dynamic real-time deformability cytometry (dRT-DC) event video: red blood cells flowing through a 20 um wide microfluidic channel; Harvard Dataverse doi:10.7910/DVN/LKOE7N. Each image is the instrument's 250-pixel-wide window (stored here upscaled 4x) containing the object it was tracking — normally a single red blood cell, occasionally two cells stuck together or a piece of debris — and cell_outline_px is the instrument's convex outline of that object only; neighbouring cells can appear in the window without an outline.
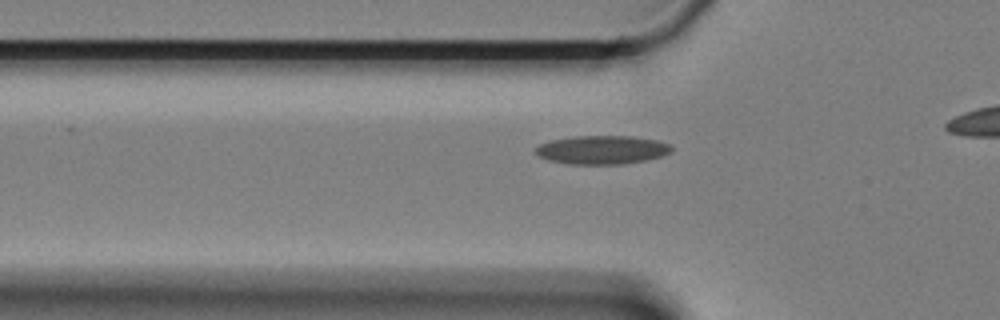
{"species": "Egyptian fruit bat (a non-hibernating species)", "species_latin": "Rousettus aegyptiacus", "temperature_condition": "cold", "stored_images_in_passage": 42, "camera_frame_rate_fps": 3000, "um_per_image_px": 0.085, "animal": {"sex": "female"}, "frame": {"image": 1, "passage_image": 12, "time_ms": 3.667, "image_size_px": [1000, 320], "cell_outline_px": [[672, 152], [660, 156], [644, 160], [620, 164], [568, 164], [548, 160], [536, 156], [532, 152], [532, 148], [540, 144], [552, 140], [572, 136], [632, 136], [656, 140], [672, 144]], "centroid_in_image_um": [51.11, 12.73], "position_along_channel_um": 74.7, "area_um2": 22.89}}
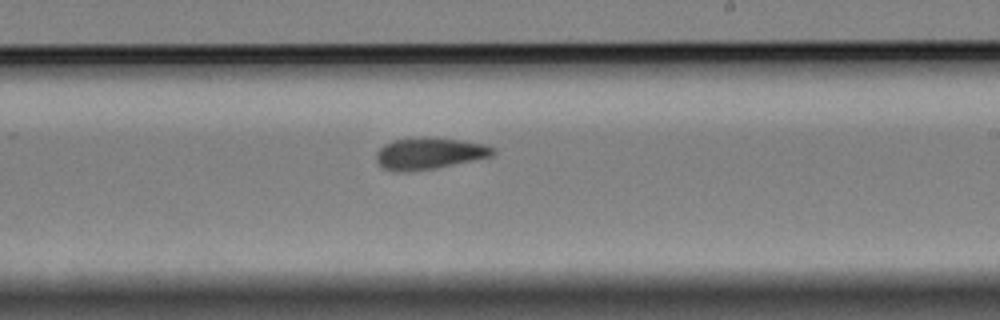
{"frame": {"image": 2, "passage_image": 28, "time_ms": 9.0, "image_size_px": [1000, 320], "cell_outline_px": [[496, 152], [492, 156], [436, 168], [408, 172], [396, 172], [384, 168], [376, 160], [376, 152], [384, 144], [392, 140], [420, 136], [424, 136], [460, 140], [484, 144], [496, 148]], "centroid_in_image_um": [36.47, 13.03], "position_along_channel_um": 252.5, "area_um2": 21.73}}
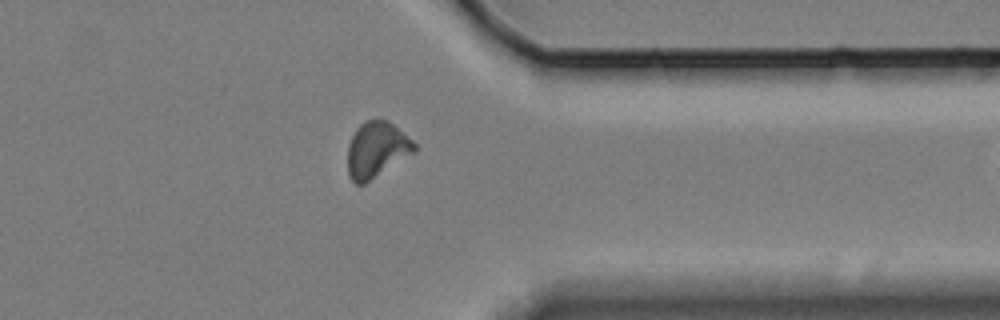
{"frame": {"image": 3, "passage_image": 40, "time_ms": 13.0, "image_size_px": [1000, 320], "cell_outline_px": [[416, 152], [364, 184], [356, 184], [348, 176], [348, 144], [356, 128], [360, 124], [368, 120], [388, 120], [412, 140], [416, 144]], "centroid_in_image_um": [32.01, 12.73], "position_along_channel_um": 379.4, "area_um2": 21.62}}